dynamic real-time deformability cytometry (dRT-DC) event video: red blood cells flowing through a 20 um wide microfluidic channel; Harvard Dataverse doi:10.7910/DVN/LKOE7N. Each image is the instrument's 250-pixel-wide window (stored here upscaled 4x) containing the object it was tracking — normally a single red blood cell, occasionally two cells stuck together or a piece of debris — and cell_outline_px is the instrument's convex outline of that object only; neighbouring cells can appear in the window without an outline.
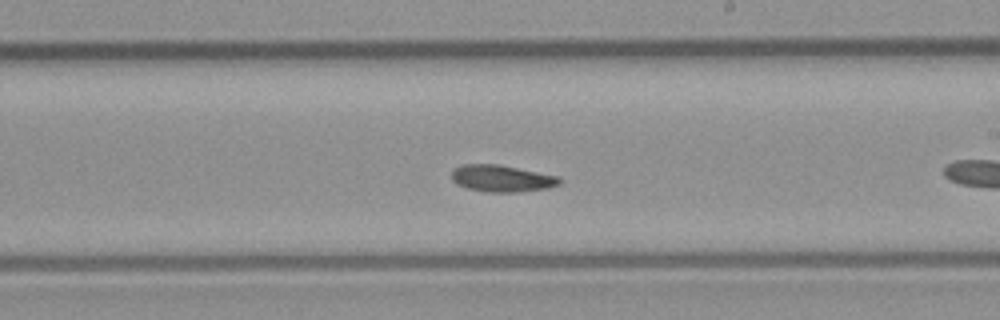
{"species": "common noctule bat (a hibernating species)", "species_latin": "Nyctalus noctula", "temperature_condition": "room temperature", "stored_images_in_passage": 37, "camera_frame_rate_fps": 3000, "um_per_image_px": 0.085, "animal": {"sex": "male", "body_mass_g": 23.1, "forearm_length_mm": 52.7}, "frame": {"image": 1, "passage_image": 16, "time_ms": 5.0, "image_size_px": [1000, 320], "cell_outline_px": [[560, 184], [548, 188], [516, 192], [488, 192], [468, 188], [456, 184], [452, 180], [452, 168], [460, 164], [500, 164], [560, 176]], "centroid_in_image_um": [42.64, 15.15], "position_along_channel_um": 246.4, "area_um2": 17.05}}
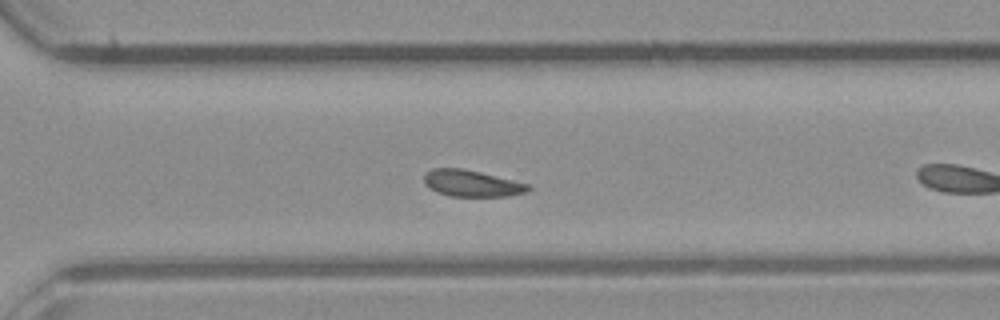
{"frame": {"image": 2, "passage_image": 22, "time_ms": 7.0, "image_size_px": [1000, 320], "cell_outline_px": [[532, 188], [528, 192], [508, 196], [448, 196], [436, 192], [428, 188], [424, 184], [424, 172], [432, 168], [464, 168], [532, 184]], "centroid_in_image_um": [40.11, 15.58], "position_along_channel_um": 330.5, "area_um2": 16.53}, "authors_computed_cell_mechanics": {"area_um2": 16.5308, "velocity_mm_per_s": 4.2189, "shape_relaxation_time_tau1_ms": 1.9035, "shape_relaxation_time_tau2_ms": 3.1126, "deformation_change_tau1": 0.1035, "deformation_change_tau2": 0.0958}}